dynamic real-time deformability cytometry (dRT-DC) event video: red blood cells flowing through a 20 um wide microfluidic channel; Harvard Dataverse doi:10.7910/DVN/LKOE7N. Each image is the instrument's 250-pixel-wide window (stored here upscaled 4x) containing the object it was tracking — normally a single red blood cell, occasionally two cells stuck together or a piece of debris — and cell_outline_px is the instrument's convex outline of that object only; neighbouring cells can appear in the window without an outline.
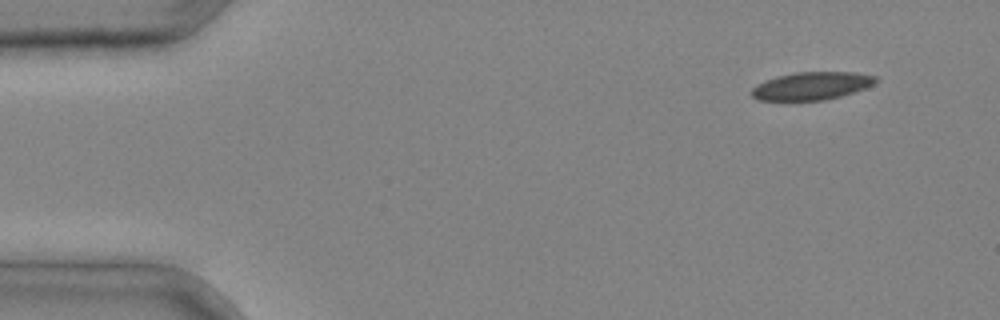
{"species": "common noctule bat (a hibernating species)", "species_latin": "Nyctalus noctula", "temperature_condition": "cold", "stored_images_in_passage": 3, "camera_frame_rate_fps": 3000, "um_per_image_px": 0.085, "animal": {"sex": "male", "body_mass_g": 20.4}, "frame": {"image": 1, "passage_image": 1, "time_ms": 0.0, "image_size_px": [1000, 320], "cell_outline_px": [[880, 80], [864, 88], [840, 96], [824, 100], [756, 100], [748, 92], [756, 84], [764, 80], [776, 76], [796, 72], [856, 72], [876, 76]], "centroid_in_image_um": [68.94, 7.29], "position_along_channel_um": 16.1, "area_um2": 20.23}}
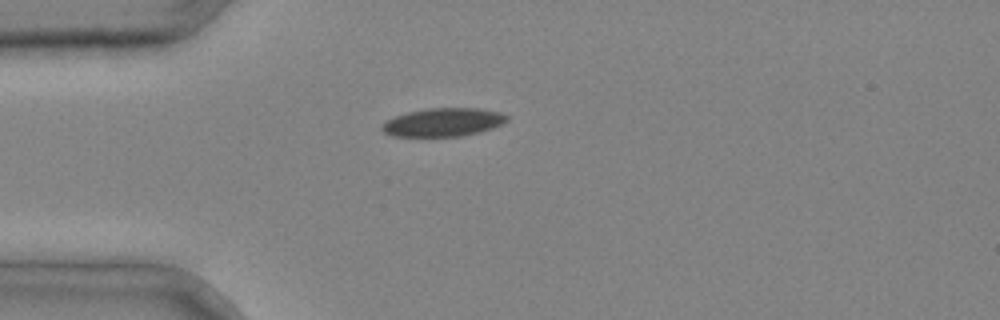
{"frame": {"image": 2, "passage_image": 3, "time_ms": 0.667, "image_size_px": [1000, 320], "cell_outline_px": [[508, 120], [504, 124], [480, 132], [460, 136], [392, 136], [384, 132], [380, 128], [380, 124], [396, 116], [408, 112], [428, 108], [476, 108], [500, 112], [508, 116]], "centroid_in_image_um": [37.68, 10.39], "position_along_channel_um": 47.3, "area_um2": 20.63}}